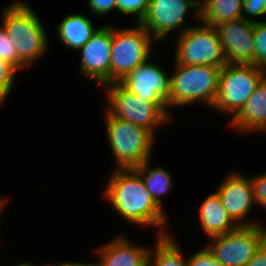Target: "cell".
I'll return each mask as SVG.
<instances>
[{
  "instance_id": "obj_21",
  "label": "cell",
  "mask_w": 266,
  "mask_h": 266,
  "mask_svg": "<svg viewBox=\"0 0 266 266\" xmlns=\"http://www.w3.org/2000/svg\"><path fill=\"white\" fill-rule=\"evenodd\" d=\"M148 255V266H188L187 258L170 235L159 236Z\"/></svg>"
},
{
  "instance_id": "obj_24",
  "label": "cell",
  "mask_w": 266,
  "mask_h": 266,
  "mask_svg": "<svg viewBox=\"0 0 266 266\" xmlns=\"http://www.w3.org/2000/svg\"><path fill=\"white\" fill-rule=\"evenodd\" d=\"M17 73L18 71L12 65L0 58V107L11 92Z\"/></svg>"
},
{
  "instance_id": "obj_32",
  "label": "cell",
  "mask_w": 266,
  "mask_h": 266,
  "mask_svg": "<svg viewBox=\"0 0 266 266\" xmlns=\"http://www.w3.org/2000/svg\"><path fill=\"white\" fill-rule=\"evenodd\" d=\"M8 200L4 197V199H3V197H0V217L2 216V212L4 211V207H6L5 206V204H6V202H7Z\"/></svg>"
},
{
  "instance_id": "obj_16",
  "label": "cell",
  "mask_w": 266,
  "mask_h": 266,
  "mask_svg": "<svg viewBox=\"0 0 266 266\" xmlns=\"http://www.w3.org/2000/svg\"><path fill=\"white\" fill-rule=\"evenodd\" d=\"M240 132H266V77L246 101L240 112L229 122Z\"/></svg>"
},
{
  "instance_id": "obj_4",
  "label": "cell",
  "mask_w": 266,
  "mask_h": 266,
  "mask_svg": "<svg viewBox=\"0 0 266 266\" xmlns=\"http://www.w3.org/2000/svg\"><path fill=\"white\" fill-rule=\"evenodd\" d=\"M105 110L106 133L116 169H134L151 159L155 137L148 130L114 117Z\"/></svg>"
},
{
  "instance_id": "obj_19",
  "label": "cell",
  "mask_w": 266,
  "mask_h": 266,
  "mask_svg": "<svg viewBox=\"0 0 266 266\" xmlns=\"http://www.w3.org/2000/svg\"><path fill=\"white\" fill-rule=\"evenodd\" d=\"M200 22L216 27L242 18L244 0H200Z\"/></svg>"
},
{
  "instance_id": "obj_28",
  "label": "cell",
  "mask_w": 266,
  "mask_h": 266,
  "mask_svg": "<svg viewBox=\"0 0 266 266\" xmlns=\"http://www.w3.org/2000/svg\"><path fill=\"white\" fill-rule=\"evenodd\" d=\"M254 191L255 204L266 209V172L251 177Z\"/></svg>"
},
{
  "instance_id": "obj_3",
  "label": "cell",
  "mask_w": 266,
  "mask_h": 266,
  "mask_svg": "<svg viewBox=\"0 0 266 266\" xmlns=\"http://www.w3.org/2000/svg\"><path fill=\"white\" fill-rule=\"evenodd\" d=\"M170 75L167 107L195 104L214 105L221 68L209 65H181L174 63Z\"/></svg>"
},
{
  "instance_id": "obj_33",
  "label": "cell",
  "mask_w": 266,
  "mask_h": 266,
  "mask_svg": "<svg viewBox=\"0 0 266 266\" xmlns=\"http://www.w3.org/2000/svg\"><path fill=\"white\" fill-rule=\"evenodd\" d=\"M13 266H35V265H33L32 263H28V262H22V263H17V264H15V265H13ZM43 266V265H42ZM44 266H45V264H44ZM46 266H49V264H46Z\"/></svg>"
},
{
  "instance_id": "obj_18",
  "label": "cell",
  "mask_w": 266,
  "mask_h": 266,
  "mask_svg": "<svg viewBox=\"0 0 266 266\" xmlns=\"http://www.w3.org/2000/svg\"><path fill=\"white\" fill-rule=\"evenodd\" d=\"M99 28H95L91 19L85 14L72 13L66 15L59 22L57 33L58 40L67 48L80 50L95 34Z\"/></svg>"
},
{
  "instance_id": "obj_23",
  "label": "cell",
  "mask_w": 266,
  "mask_h": 266,
  "mask_svg": "<svg viewBox=\"0 0 266 266\" xmlns=\"http://www.w3.org/2000/svg\"><path fill=\"white\" fill-rule=\"evenodd\" d=\"M254 62L255 66L266 69V21H257L254 23Z\"/></svg>"
},
{
  "instance_id": "obj_1",
  "label": "cell",
  "mask_w": 266,
  "mask_h": 266,
  "mask_svg": "<svg viewBox=\"0 0 266 266\" xmlns=\"http://www.w3.org/2000/svg\"><path fill=\"white\" fill-rule=\"evenodd\" d=\"M110 176L103 196L123 220L157 227L159 236L170 235L166 230L169 223L164 210L153 200L134 169H115Z\"/></svg>"
},
{
  "instance_id": "obj_10",
  "label": "cell",
  "mask_w": 266,
  "mask_h": 266,
  "mask_svg": "<svg viewBox=\"0 0 266 266\" xmlns=\"http://www.w3.org/2000/svg\"><path fill=\"white\" fill-rule=\"evenodd\" d=\"M239 226L236 230L209 238L207 247L223 266H245L265 242V227Z\"/></svg>"
},
{
  "instance_id": "obj_9",
  "label": "cell",
  "mask_w": 266,
  "mask_h": 266,
  "mask_svg": "<svg viewBox=\"0 0 266 266\" xmlns=\"http://www.w3.org/2000/svg\"><path fill=\"white\" fill-rule=\"evenodd\" d=\"M192 9V10H191ZM200 0H150L147 13L140 24L158 44L165 41L173 30L178 29V36L190 28L186 25L189 11H196L200 23Z\"/></svg>"
},
{
  "instance_id": "obj_22",
  "label": "cell",
  "mask_w": 266,
  "mask_h": 266,
  "mask_svg": "<svg viewBox=\"0 0 266 266\" xmlns=\"http://www.w3.org/2000/svg\"><path fill=\"white\" fill-rule=\"evenodd\" d=\"M0 58L12 65L18 72L29 69V67L19 58L15 46L9 39L5 29L0 24Z\"/></svg>"
},
{
  "instance_id": "obj_7",
  "label": "cell",
  "mask_w": 266,
  "mask_h": 266,
  "mask_svg": "<svg viewBox=\"0 0 266 266\" xmlns=\"http://www.w3.org/2000/svg\"><path fill=\"white\" fill-rule=\"evenodd\" d=\"M153 44H157L140 24L134 27H113L110 61V84L120 83L138 65L150 58Z\"/></svg>"
},
{
  "instance_id": "obj_8",
  "label": "cell",
  "mask_w": 266,
  "mask_h": 266,
  "mask_svg": "<svg viewBox=\"0 0 266 266\" xmlns=\"http://www.w3.org/2000/svg\"><path fill=\"white\" fill-rule=\"evenodd\" d=\"M177 37L174 57L176 64L219 68L227 64L216 27L200 23L195 27L191 26Z\"/></svg>"
},
{
  "instance_id": "obj_11",
  "label": "cell",
  "mask_w": 266,
  "mask_h": 266,
  "mask_svg": "<svg viewBox=\"0 0 266 266\" xmlns=\"http://www.w3.org/2000/svg\"><path fill=\"white\" fill-rule=\"evenodd\" d=\"M113 26L101 25L81 51L80 75L90 78L101 87L110 84V61Z\"/></svg>"
},
{
  "instance_id": "obj_15",
  "label": "cell",
  "mask_w": 266,
  "mask_h": 266,
  "mask_svg": "<svg viewBox=\"0 0 266 266\" xmlns=\"http://www.w3.org/2000/svg\"><path fill=\"white\" fill-rule=\"evenodd\" d=\"M130 241L128 238L118 236L109 243L98 246L95 251L98 266H148L151 248Z\"/></svg>"
},
{
  "instance_id": "obj_20",
  "label": "cell",
  "mask_w": 266,
  "mask_h": 266,
  "mask_svg": "<svg viewBox=\"0 0 266 266\" xmlns=\"http://www.w3.org/2000/svg\"><path fill=\"white\" fill-rule=\"evenodd\" d=\"M151 159L144 161L138 167H135L134 170L142 178L146 189L150 193L153 200L161 208L162 207V194H166L169 191L171 192V187L173 185V180L171 174L168 170H165L161 166L151 168L149 165Z\"/></svg>"
},
{
  "instance_id": "obj_26",
  "label": "cell",
  "mask_w": 266,
  "mask_h": 266,
  "mask_svg": "<svg viewBox=\"0 0 266 266\" xmlns=\"http://www.w3.org/2000/svg\"><path fill=\"white\" fill-rule=\"evenodd\" d=\"M188 266H223L206 246L187 258Z\"/></svg>"
},
{
  "instance_id": "obj_34",
  "label": "cell",
  "mask_w": 266,
  "mask_h": 266,
  "mask_svg": "<svg viewBox=\"0 0 266 266\" xmlns=\"http://www.w3.org/2000/svg\"><path fill=\"white\" fill-rule=\"evenodd\" d=\"M264 243L266 244V228H265V242Z\"/></svg>"
},
{
  "instance_id": "obj_17",
  "label": "cell",
  "mask_w": 266,
  "mask_h": 266,
  "mask_svg": "<svg viewBox=\"0 0 266 266\" xmlns=\"http://www.w3.org/2000/svg\"><path fill=\"white\" fill-rule=\"evenodd\" d=\"M198 218L201 229L208 238L226 234L239 227L224 209L215 191L208 195L199 206Z\"/></svg>"
},
{
  "instance_id": "obj_12",
  "label": "cell",
  "mask_w": 266,
  "mask_h": 266,
  "mask_svg": "<svg viewBox=\"0 0 266 266\" xmlns=\"http://www.w3.org/2000/svg\"><path fill=\"white\" fill-rule=\"evenodd\" d=\"M224 209L238 226H255L259 221L245 220L255 204L252 179L240 172H232L224 178L215 191Z\"/></svg>"
},
{
  "instance_id": "obj_30",
  "label": "cell",
  "mask_w": 266,
  "mask_h": 266,
  "mask_svg": "<svg viewBox=\"0 0 266 266\" xmlns=\"http://www.w3.org/2000/svg\"><path fill=\"white\" fill-rule=\"evenodd\" d=\"M245 266H266V244L263 243Z\"/></svg>"
},
{
  "instance_id": "obj_6",
  "label": "cell",
  "mask_w": 266,
  "mask_h": 266,
  "mask_svg": "<svg viewBox=\"0 0 266 266\" xmlns=\"http://www.w3.org/2000/svg\"><path fill=\"white\" fill-rule=\"evenodd\" d=\"M266 77V69L253 64H229L221 68L213 110L230 114L231 120Z\"/></svg>"
},
{
  "instance_id": "obj_13",
  "label": "cell",
  "mask_w": 266,
  "mask_h": 266,
  "mask_svg": "<svg viewBox=\"0 0 266 266\" xmlns=\"http://www.w3.org/2000/svg\"><path fill=\"white\" fill-rule=\"evenodd\" d=\"M120 84L144 101L168 102L170 76L149 59L138 65Z\"/></svg>"
},
{
  "instance_id": "obj_31",
  "label": "cell",
  "mask_w": 266,
  "mask_h": 266,
  "mask_svg": "<svg viewBox=\"0 0 266 266\" xmlns=\"http://www.w3.org/2000/svg\"><path fill=\"white\" fill-rule=\"evenodd\" d=\"M49 266H98L97 262L94 263H79V262H69V261H64V262H60L58 264H50Z\"/></svg>"
},
{
  "instance_id": "obj_14",
  "label": "cell",
  "mask_w": 266,
  "mask_h": 266,
  "mask_svg": "<svg viewBox=\"0 0 266 266\" xmlns=\"http://www.w3.org/2000/svg\"><path fill=\"white\" fill-rule=\"evenodd\" d=\"M223 52L229 64H252L254 62V23L243 18L216 26Z\"/></svg>"
},
{
  "instance_id": "obj_25",
  "label": "cell",
  "mask_w": 266,
  "mask_h": 266,
  "mask_svg": "<svg viewBox=\"0 0 266 266\" xmlns=\"http://www.w3.org/2000/svg\"><path fill=\"white\" fill-rule=\"evenodd\" d=\"M150 0H116L117 11L122 14H134L135 22L140 23L145 17Z\"/></svg>"
},
{
  "instance_id": "obj_2",
  "label": "cell",
  "mask_w": 266,
  "mask_h": 266,
  "mask_svg": "<svg viewBox=\"0 0 266 266\" xmlns=\"http://www.w3.org/2000/svg\"><path fill=\"white\" fill-rule=\"evenodd\" d=\"M2 26L15 46L19 58L29 67L48 50L45 27L24 0H16L1 13Z\"/></svg>"
},
{
  "instance_id": "obj_27",
  "label": "cell",
  "mask_w": 266,
  "mask_h": 266,
  "mask_svg": "<svg viewBox=\"0 0 266 266\" xmlns=\"http://www.w3.org/2000/svg\"><path fill=\"white\" fill-rule=\"evenodd\" d=\"M243 13L245 14H242V18L245 21L252 23L257 22V20H253L252 17L256 18L266 15V0H244Z\"/></svg>"
},
{
  "instance_id": "obj_29",
  "label": "cell",
  "mask_w": 266,
  "mask_h": 266,
  "mask_svg": "<svg viewBox=\"0 0 266 266\" xmlns=\"http://www.w3.org/2000/svg\"><path fill=\"white\" fill-rule=\"evenodd\" d=\"M87 4L96 17L105 16L112 10H117L116 0H87Z\"/></svg>"
},
{
  "instance_id": "obj_5",
  "label": "cell",
  "mask_w": 266,
  "mask_h": 266,
  "mask_svg": "<svg viewBox=\"0 0 266 266\" xmlns=\"http://www.w3.org/2000/svg\"><path fill=\"white\" fill-rule=\"evenodd\" d=\"M107 110L121 120L148 130L154 137L158 126L170 120L164 101H144L126 90L120 83L104 86ZM156 130V131H155Z\"/></svg>"
}]
</instances>
